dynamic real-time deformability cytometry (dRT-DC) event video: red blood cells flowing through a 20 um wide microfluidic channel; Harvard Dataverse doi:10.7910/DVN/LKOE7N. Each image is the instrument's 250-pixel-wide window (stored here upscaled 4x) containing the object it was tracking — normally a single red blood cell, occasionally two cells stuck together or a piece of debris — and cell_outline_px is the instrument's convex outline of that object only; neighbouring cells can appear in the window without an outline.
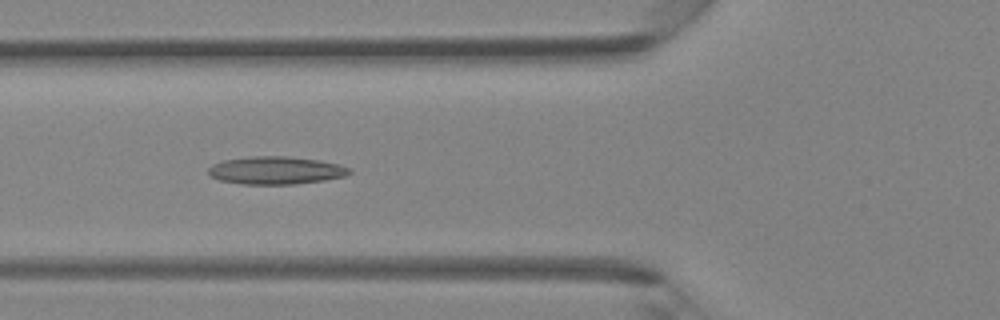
{"species": "Egyptian fruit bat (a non-hibernating species)", "species_latin": "Rousettus aegyptiacus", "temperature_condition": "room temperature", "stored_images_in_passage": 37, "camera_frame_rate_fps": 3000, "um_per_image_px": 0.085, "animal": {"sex": "female"}, "frame": {"image": 1, "passage_image": 11, "time_ms": 3.333, "image_size_px": [1000, 320], "cell_outline_px": [[352, 172], [344, 176], [324, 180], [292, 184], [244, 184], [220, 180], [212, 176], [208, 172], [208, 168], [212, 164], [224, 160], [252, 156], [288, 156], [320, 160], [340, 164], [348, 168]], "centroid_in_image_um": [23.45, 14.47], "position_along_channel_um": 102.4, "area_um2": 22.72}}
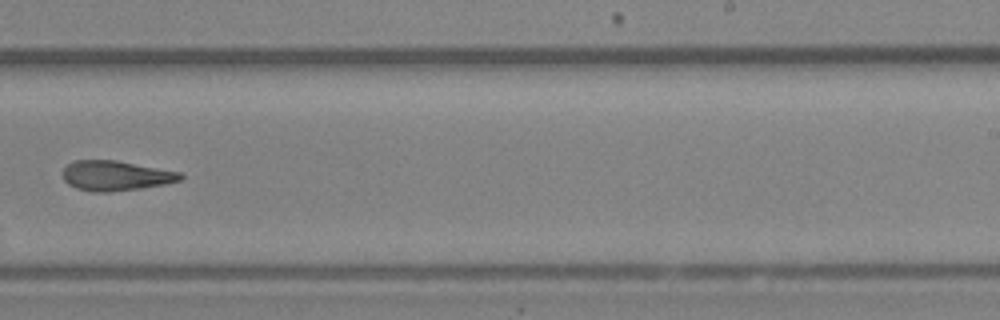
{"frame": {"image": 2, "passage_image": 22, "time_ms": 7.0, "image_size_px": [1000, 320], "cell_outline_px": [[184, 176], [180, 180], [164, 184], [140, 188], [108, 192], [92, 192], [76, 188], [68, 184], [64, 180], [64, 168], [68, 164], [76, 160], [116, 160], [180, 172]], "centroid_in_image_um": [9.82, 14.93], "position_along_channel_um": 279.2, "area_um2": 20.35}}
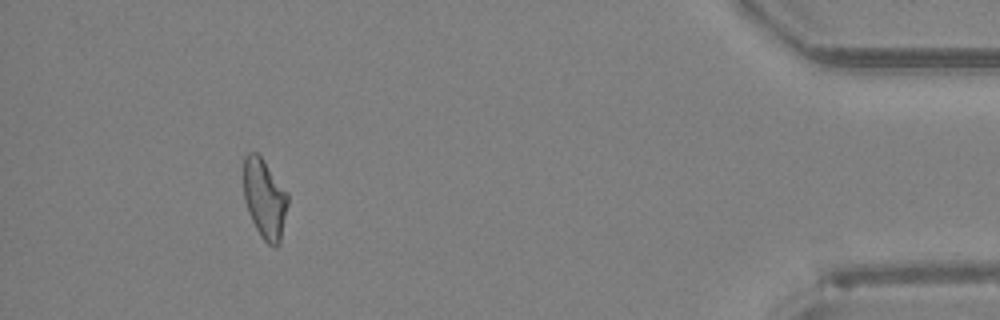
{"frame": {"image": 3, "passage_image": 34, "time_ms": 11.0, "image_size_px": [1000, 320], "cell_outline_px": [[288, 204], [280, 244], [276, 248], [268, 244], [260, 236], [248, 212], [244, 200], [244, 156], [248, 152], [256, 152], [264, 160], [288, 192]], "centroid_in_image_um": [22.51, 16.9], "position_along_channel_um": 412.7, "area_um2": 20.75}}